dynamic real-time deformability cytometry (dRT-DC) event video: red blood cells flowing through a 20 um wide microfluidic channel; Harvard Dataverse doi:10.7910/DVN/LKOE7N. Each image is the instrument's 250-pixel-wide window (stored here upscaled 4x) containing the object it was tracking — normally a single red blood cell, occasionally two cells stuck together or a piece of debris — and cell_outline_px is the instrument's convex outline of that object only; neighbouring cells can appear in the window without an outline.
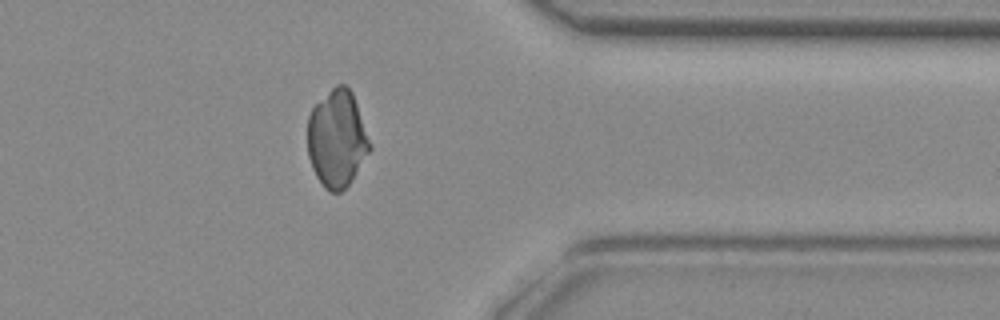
{"species": "common noctule bat (a hibernating species)", "species_latin": "Nyctalus noctula", "temperature_condition": "room temperature", "stored_images_in_passage": 45, "camera_frame_rate_fps": 3000, "um_per_image_px": 0.085, "animal": {"sex": "female", "body_mass_g": 29.2, "forearm_length_mm": 56.3}, "frame": {"image": 1, "passage_image": 36, "time_ms": 11.667, "image_size_px": [1000, 320], "cell_outline_px": [[372, 148], [352, 180], [340, 192], [332, 192], [324, 188], [316, 176], [312, 168], [308, 156], [308, 116], [312, 108], [336, 84], [344, 84], [352, 92], [372, 144]], "centroid_in_image_um": [28.65, 11.8], "position_along_channel_um": 382.7, "area_um2": 35.2}}